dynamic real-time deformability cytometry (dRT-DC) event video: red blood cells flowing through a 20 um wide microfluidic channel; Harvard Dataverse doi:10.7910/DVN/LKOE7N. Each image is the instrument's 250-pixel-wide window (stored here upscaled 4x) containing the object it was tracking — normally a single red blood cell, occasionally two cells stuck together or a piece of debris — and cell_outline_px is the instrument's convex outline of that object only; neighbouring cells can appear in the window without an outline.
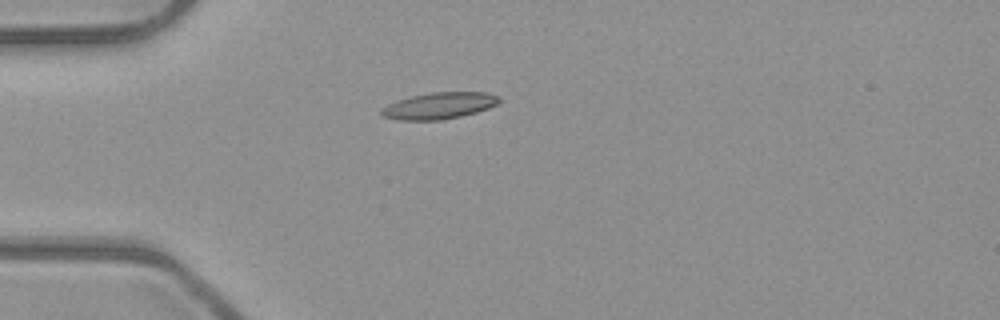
{"species": "common noctule bat (a hibernating species)", "species_latin": "Nyctalus noctula", "temperature_condition": "room temperature", "stored_images_in_passage": 39, "camera_frame_rate_fps": 3000, "um_per_image_px": 0.085, "animal": {"sex": "male", "body_mass_g": 23.1, "forearm_length_mm": 52.7}, "frame": {"image": 1, "passage_image": 1, "time_ms": 0.0, "image_size_px": [1000, 320], "cell_outline_px": [[500, 100], [496, 104], [488, 108], [476, 112], [460, 116], [440, 120], [400, 120], [380, 116], [380, 108], [388, 104], [412, 96], [432, 92], [488, 92], [500, 96]], "centroid_in_image_um": [37.32, 8.98], "position_along_channel_um": 47.7, "area_um2": 18.15}}
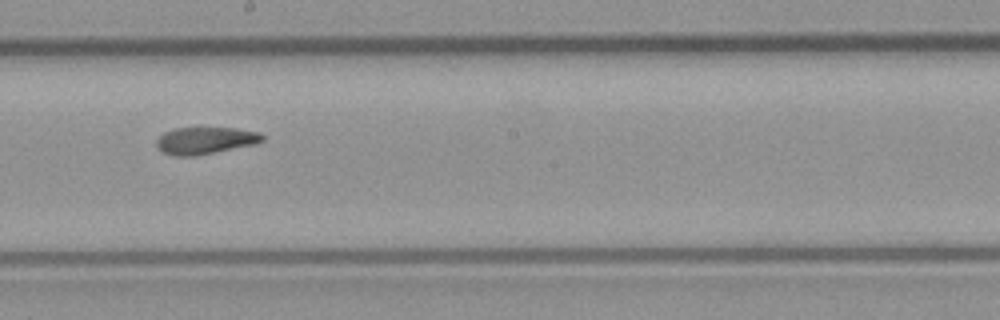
{"frame": {"image": 2, "passage_image": 16, "time_ms": 5.0, "image_size_px": [1000, 320], "cell_outline_px": [[264, 140], [256, 144], [196, 156], [172, 156], [156, 148], [156, 140], [164, 132], [176, 128], [236, 128], [260, 132], [264, 136]], "centroid_in_image_um": [17.45, 11.95], "position_along_channel_um": 230.7, "area_um2": 16.82}}
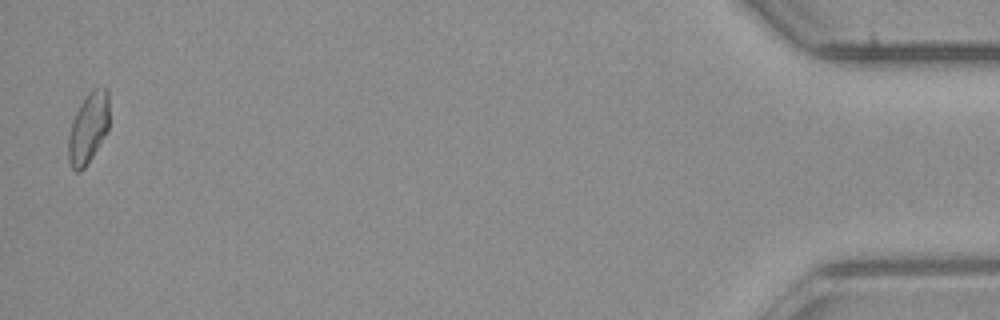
{"frame": {"image": 3, "passage_image": 38, "time_ms": 12.333, "image_size_px": [1000, 320], "cell_outline_px": [[108, 128], [104, 136], [92, 156], [84, 168], [80, 172], [76, 172], [72, 168], [68, 160], [68, 136], [72, 120], [80, 104], [96, 88], [108, 88]], "centroid_in_image_um": [7.48, 10.93], "position_along_channel_um": 427.7, "area_um2": 16.47}, "authors_computed_cell_mechanics": {"area_um2": 16.9932, "velocity_mm_per_s": 3.9885, "shape_relaxation_time_tau1_ms": null, "shape_relaxation_time_tau2_ms": 3.487, "deformation_change_tau1": null, "deformation_change_tau2": 0.1065}}